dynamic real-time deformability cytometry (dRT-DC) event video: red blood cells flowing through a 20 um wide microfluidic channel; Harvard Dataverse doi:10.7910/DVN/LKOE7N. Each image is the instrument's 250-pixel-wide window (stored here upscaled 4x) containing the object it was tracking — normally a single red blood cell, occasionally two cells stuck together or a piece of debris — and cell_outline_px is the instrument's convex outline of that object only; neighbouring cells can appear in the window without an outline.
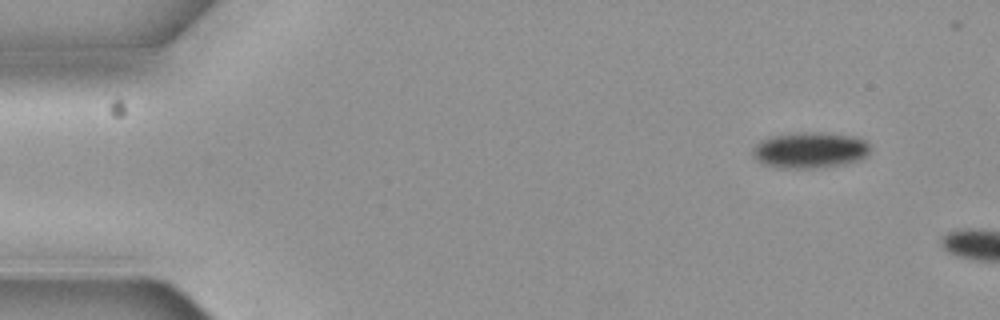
{"species": "common noctule bat (a hibernating species)", "species_latin": "Nyctalus noctula", "temperature_condition": "cold", "stored_images_in_passage": 4, "camera_frame_rate_fps": 3000, "um_per_image_px": 0.085, "animal": {"sex": "female", "body_mass_g": 19.3, "forearm_length_mm": 54.1}, "frame": {"image": 1, "passage_image": 4, "time_ms": 1.0, "image_size_px": [1000, 320], "cell_outline_px": [[872, 152], [868, 156], [860, 160], [844, 164], [816, 168], [776, 168], [764, 164], [756, 160], [752, 156], [752, 152], [756, 144], [772, 136], [852, 136], [864, 140], [868, 144]], "centroid_in_image_um": [68.86, 12.86], "position_along_channel_um": 16.1, "area_um2": 23.35}}